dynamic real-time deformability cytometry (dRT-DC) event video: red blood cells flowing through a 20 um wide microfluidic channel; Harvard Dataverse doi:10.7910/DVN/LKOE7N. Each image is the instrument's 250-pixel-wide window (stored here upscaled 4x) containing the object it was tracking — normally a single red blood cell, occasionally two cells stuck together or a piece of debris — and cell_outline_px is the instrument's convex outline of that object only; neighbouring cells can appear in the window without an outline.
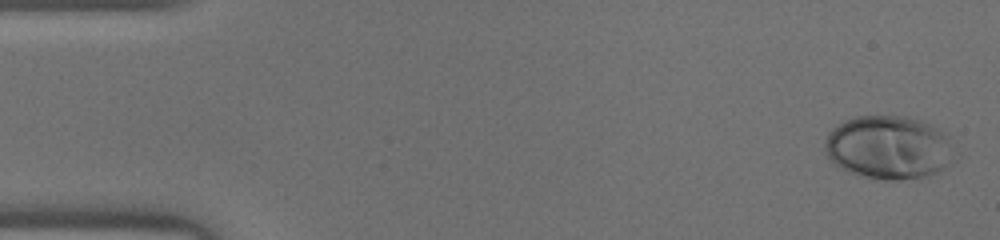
{"species": "human", "species_latin": "Homo sapiens", "temperature_condition": "warm", "stored_images_in_passage": 45, "camera_frame_rate_fps": 3000, "um_per_image_px": 0.085, "donor": {"sex": "male"}, "frame": {"image": 1, "passage_image": 1, "time_ms": 0.0, "image_size_px": [1000, 240], "cell_outline_px": [[948, 164], [924, 176], [900, 180], [888, 180], [864, 176], [840, 168], [828, 156], [824, 148], [824, 144], [828, 132], [832, 128], [844, 120], [856, 116], [904, 116], [920, 120], [944, 132], [948, 136]], "centroid_in_image_um": [75.43, 12.5], "position_along_channel_um": 9.6, "area_um2": 46.76}}
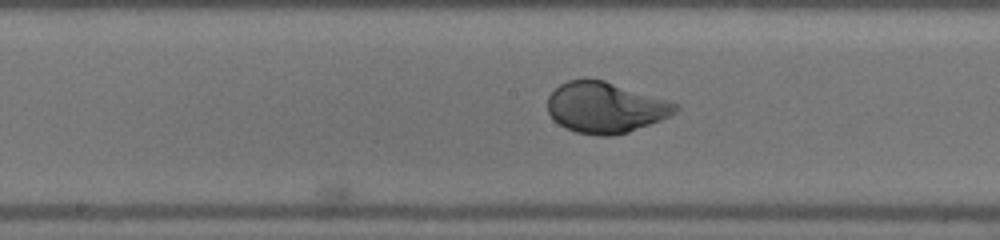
{"frame": {"image": 2, "passage_image": 23, "time_ms": 7.333, "image_size_px": [1000, 240], "cell_outline_px": [[680, 108], [676, 112], [660, 120], [628, 132], [612, 136], [596, 136], [576, 132], [564, 128], [552, 120], [548, 112], [548, 96], [560, 84], [568, 80], [604, 80], [668, 100], [680, 104]], "centroid_in_image_um": [51.45, 9.16], "position_along_channel_um": 196.8, "area_um2": 37.86}}
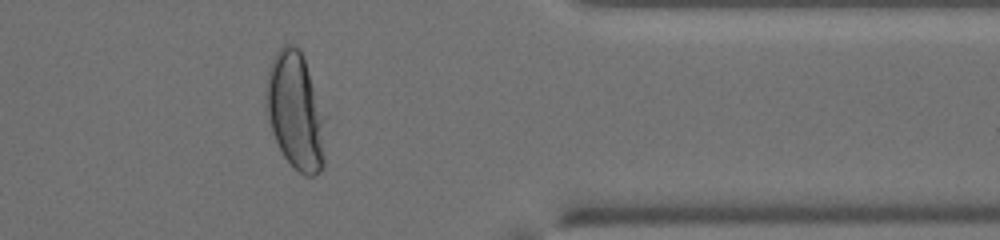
{"frame": {"image": 3, "passage_image": 37, "time_ms": 12.0, "image_size_px": [1000, 240], "cell_outline_px": [[328, 116], [324, 168], [320, 172], [312, 176], [304, 176], [284, 156], [272, 132], [264, 104], [264, 88], [268, 68], [276, 52], [284, 44], [292, 44], [300, 48], [304, 56]], "centroid_in_image_um": [25.17, 9.41], "position_along_channel_um": 386.2, "area_um2": 42.43}}